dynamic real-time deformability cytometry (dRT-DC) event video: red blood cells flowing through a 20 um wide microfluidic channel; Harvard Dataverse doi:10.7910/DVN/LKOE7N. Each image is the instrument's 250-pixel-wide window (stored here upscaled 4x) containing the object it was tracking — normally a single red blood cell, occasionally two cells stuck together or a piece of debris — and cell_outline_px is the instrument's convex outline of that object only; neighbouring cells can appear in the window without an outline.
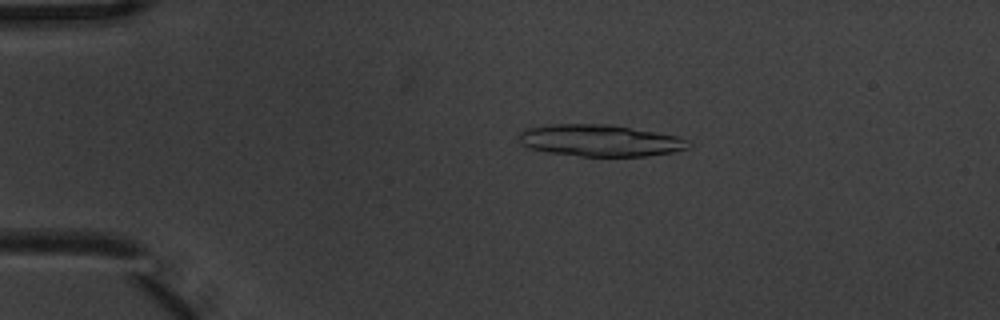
{"species": "common noctule bat (a hibernating species)", "species_latin": "Nyctalus noctula", "temperature_condition": "warm", "stored_images_in_passage": 6, "camera_frame_rate_fps": 3000, "um_per_image_px": 0.085, "animal": {"sex": "male", "body_mass_g": 20.1, "forearm_length_mm": 53.5}, "frame": {"image": 1, "passage_image": 4, "time_ms": 1.0, "image_size_px": [1000, 320], "cell_outline_px": [[692, 144], [688, 148], [672, 152], [644, 156], [580, 156], [548, 152], [528, 148], [520, 144], [520, 132], [524, 128], [552, 124], [608, 124], [676, 136], [688, 140]], "centroid_in_image_um": [50.96, 11.94], "position_along_channel_um": 34.0, "area_um2": 31.21}}